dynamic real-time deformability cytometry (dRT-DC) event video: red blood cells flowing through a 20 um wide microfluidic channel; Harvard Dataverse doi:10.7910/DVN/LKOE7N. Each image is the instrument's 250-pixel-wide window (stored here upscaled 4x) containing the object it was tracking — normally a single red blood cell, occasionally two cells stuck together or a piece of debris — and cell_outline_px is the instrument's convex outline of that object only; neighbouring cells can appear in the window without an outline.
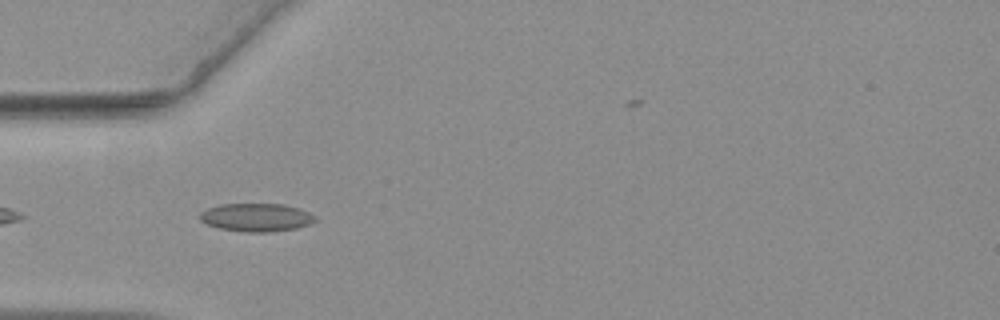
{"species": "common noctule bat (a hibernating species)", "species_latin": "Nyctalus noctula", "temperature_condition": "warm", "stored_images_in_passage": 37, "camera_frame_rate_fps": 3000, "um_per_image_px": 0.085, "animal": {"sex": "female", "body_mass_g": 19.3, "forearm_length_mm": 54.1}, "frame": {"image": 1, "passage_image": 3, "time_ms": 0.667, "image_size_px": [1000, 320], "cell_outline_px": [[316, 220], [308, 224], [296, 228], [272, 232], [244, 232], [220, 228], [208, 224], [200, 220], [200, 212], [208, 208], [220, 204], [284, 204], [300, 208], [316, 216]], "centroid_in_image_um": [21.8, 18.47], "position_along_channel_um": 63.2, "area_um2": 18.9}}
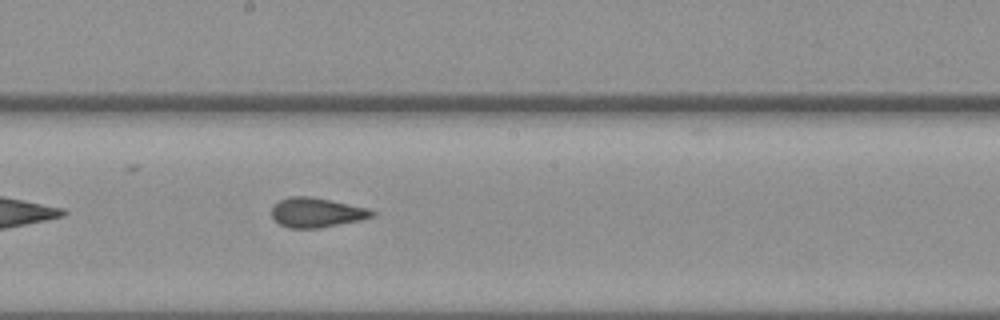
{"frame": {"image": 2, "passage_image": 16, "time_ms": 5.0, "image_size_px": [1000, 320], "cell_outline_px": [[376, 216], [360, 220], [320, 228], [288, 228], [280, 224], [272, 216], [272, 204], [288, 196], [312, 196], [368, 208], [376, 212]], "centroid_in_image_um": [26.91, 18.06], "position_along_channel_um": 221.3, "area_um2": 17.46}}
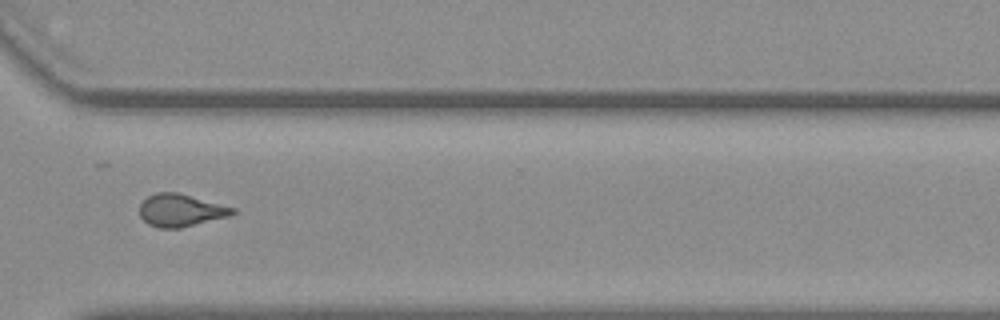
{"frame": {"image": 3, "passage_image": 27, "time_ms": 8.667, "image_size_px": [1000, 320], "cell_outline_px": [[236, 212], [232, 216], [180, 228], [160, 228], [148, 224], [140, 216], [140, 204], [148, 196], [156, 192], [176, 192], [236, 208]], "centroid_in_image_um": [15.38, 17.88], "position_along_channel_um": 355.2, "area_um2": 17.63}, "authors_computed_cell_mechanics": {"area_um2": 17.4556, "velocity_mm_per_s": 3.6678, "shape_relaxation_time_tau1_ms": null, "shape_relaxation_time_tau2_ms": 1.437, "deformation_change_tau1": null, "deformation_change_tau2": 0.0812}}